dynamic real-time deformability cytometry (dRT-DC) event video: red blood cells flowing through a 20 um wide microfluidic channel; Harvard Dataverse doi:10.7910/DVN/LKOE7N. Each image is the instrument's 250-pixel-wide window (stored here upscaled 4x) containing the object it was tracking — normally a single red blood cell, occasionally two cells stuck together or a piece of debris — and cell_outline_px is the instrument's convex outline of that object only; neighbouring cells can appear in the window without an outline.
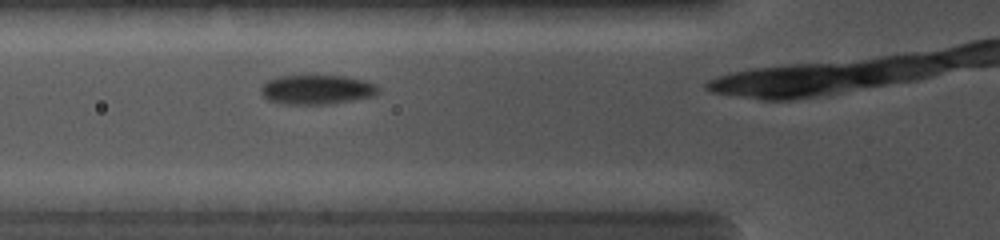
{"species": "common noctule bat (a hibernating species)", "species_latin": "Nyctalus noctula", "temperature_condition": "cold", "stored_images_in_passage": 14, "camera_frame_rate_fps": 5000, "um_per_image_px": 0.085, "animal": {"sex": "female", "body_mass_g": 19.0, "forearm_length_mm": 56.7}, "frame": {"image": 1, "passage_image": 3, "time_ms": 1.2, "image_size_px": [1000, 240], "cell_outline_px": [[380, 92], [372, 96], [352, 100], [328, 104], [284, 104], [268, 100], [260, 92], [260, 88], [268, 80], [276, 76], [344, 76], [368, 80], [376, 84], [380, 88]], "centroid_in_image_um": [26.96, 7.61], "position_along_channel_um": 98.8, "area_um2": 20.23}}